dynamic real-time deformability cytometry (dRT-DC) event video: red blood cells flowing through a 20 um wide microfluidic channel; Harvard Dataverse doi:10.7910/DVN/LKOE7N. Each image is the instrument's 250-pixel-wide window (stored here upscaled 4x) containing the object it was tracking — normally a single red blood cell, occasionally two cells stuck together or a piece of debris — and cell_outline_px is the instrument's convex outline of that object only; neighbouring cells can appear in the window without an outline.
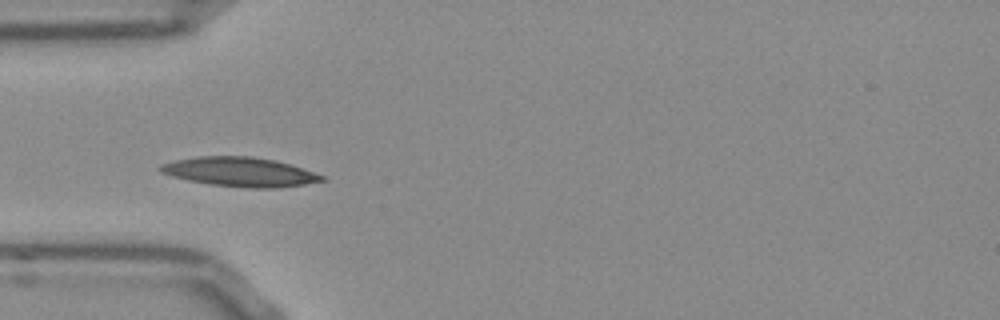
{"species": "Egyptian fruit bat (a non-hibernating species)", "species_latin": "Rousettus aegyptiacus", "temperature_condition": "room temperature", "stored_images_in_passage": 38, "camera_frame_rate_fps": 3000, "um_per_image_px": 0.085, "frame": {"image": 1, "passage_image": 1, "time_ms": 0.0, "image_size_px": [1000, 320], "cell_outline_px": [[324, 180], [304, 184], [276, 188], [252, 188], [212, 184], [188, 180], [172, 176], [160, 172], [156, 168], [160, 164], [176, 160], [196, 156], [252, 156], [276, 160], [292, 164], [324, 176]], "centroid_in_image_um": [20.37, 14.6], "position_along_channel_um": 64.6, "area_um2": 27.51}}
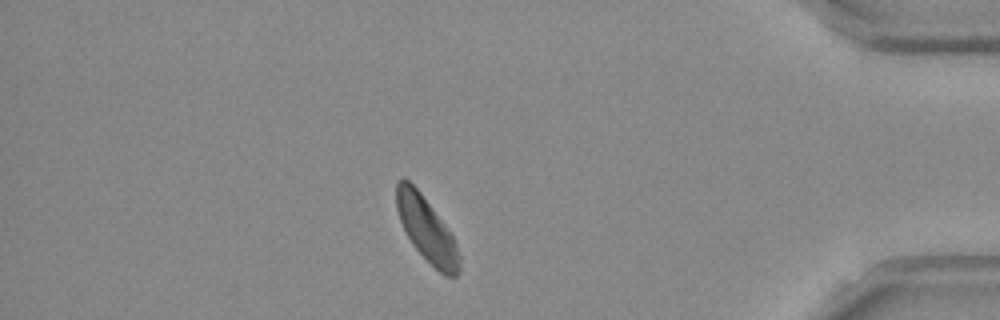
{"frame": {"image": 2, "passage_image": 31, "time_ms": 10.0, "image_size_px": [1000, 320], "cell_outline_px": [[460, 272], [456, 276], [444, 276], [412, 244], [400, 220], [396, 208], [396, 184], [404, 176], [420, 192], [444, 224], [452, 236], [460, 256]], "centroid_in_image_um": [36.26, 19.5], "position_along_channel_um": 398.9, "area_um2": 23.0}}
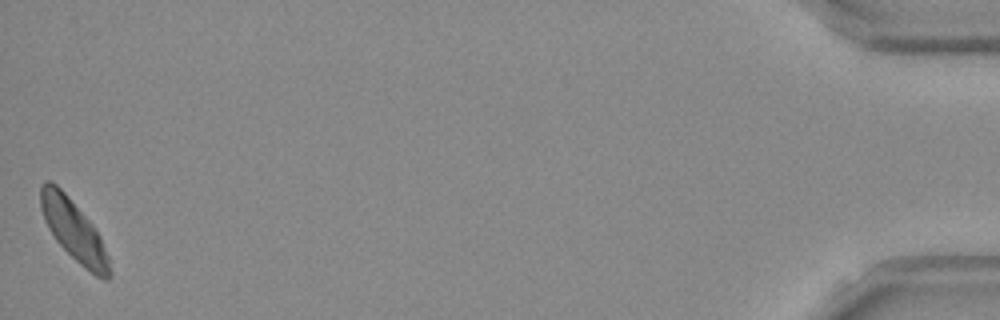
{"frame": {"image": 3, "passage_image": 38, "time_ms": 12.333, "image_size_px": [1000, 320], "cell_outline_px": [[112, 276], [108, 280], [104, 280], [96, 276], [84, 268], [56, 240], [48, 228], [44, 220], [40, 208], [40, 184], [44, 180], [48, 180], [56, 184], [64, 192], [92, 224], [100, 236], [108, 256], [112, 272]], "centroid_in_image_um": [6.27, 19.59], "position_along_channel_um": 428.9, "area_um2": 24.28}, "authors_computed_cell_mechanics": {"area_um2": 24.4783, "velocity_mm_per_s": 3.7588, "shape_relaxation_time_tau1_ms": null, "shape_relaxation_time_tau2_ms": 7.6901, "deformation_change_tau1": null, "deformation_change_tau2": 0.1339}}